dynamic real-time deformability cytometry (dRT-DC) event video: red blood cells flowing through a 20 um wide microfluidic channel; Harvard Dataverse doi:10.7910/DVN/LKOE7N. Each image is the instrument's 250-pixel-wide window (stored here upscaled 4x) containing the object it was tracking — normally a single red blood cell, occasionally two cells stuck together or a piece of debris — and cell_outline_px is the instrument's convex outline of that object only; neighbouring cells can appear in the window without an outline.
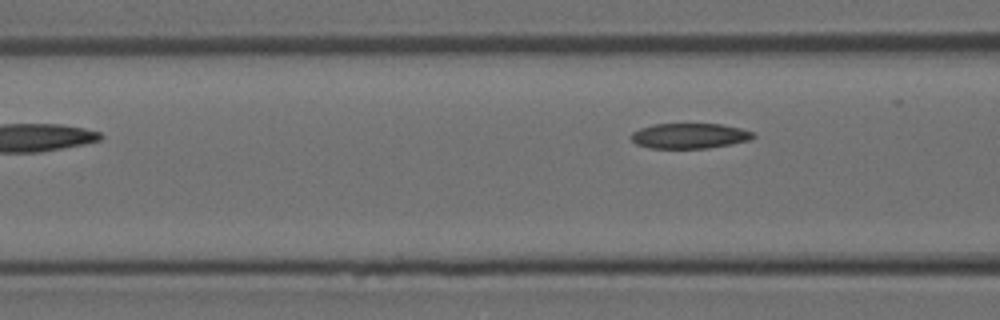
{"species": "Egyptian fruit bat (a non-hibernating species)", "species_latin": "Rousettus aegyptiacus", "temperature_condition": "room temperature", "stored_images_in_passage": 5, "camera_frame_rate_fps": 3000, "um_per_image_px": 0.085, "animal": {"sex": "female"}, "frame": {"image": 1, "passage_image": 4, "time_ms": 1.0, "image_size_px": [1000, 320], "cell_outline_px": [[756, 136], [748, 140], [732, 144], [708, 148], [648, 148], [636, 144], [628, 136], [632, 132], [640, 128], [652, 124], [720, 124], [740, 128], [752, 132]], "centroid_in_image_um": [58.56, 11.55], "position_along_channel_um": 108.0, "area_um2": 18.03}}
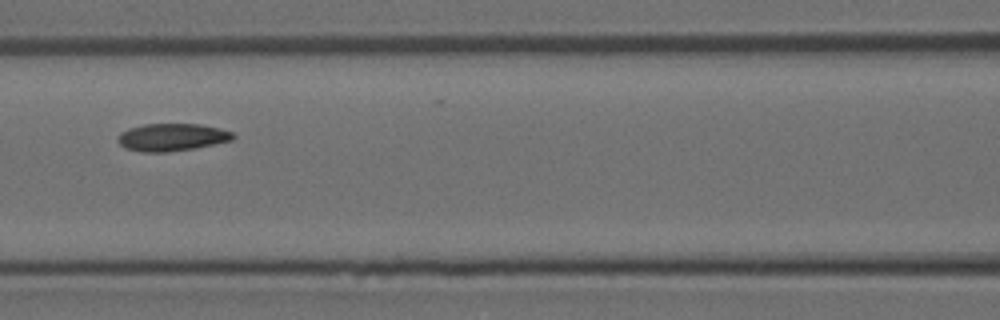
{"frame": {"image": 2, "passage_image": 5, "time_ms": 1.333, "image_size_px": [1000, 320], "cell_outline_px": [[236, 136], [232, 140], [196, 148], [168, 152], [144, 152], [124, 148], [116, 140], [116, 136], [120, 132], [128, 128], [144, 124], [200, 124], [220, 128], [232, 132]], "centroid_in_image_um": [14.58, 11.66], "position_along_channel_um": 152.0, "area_um2": 18.67}}